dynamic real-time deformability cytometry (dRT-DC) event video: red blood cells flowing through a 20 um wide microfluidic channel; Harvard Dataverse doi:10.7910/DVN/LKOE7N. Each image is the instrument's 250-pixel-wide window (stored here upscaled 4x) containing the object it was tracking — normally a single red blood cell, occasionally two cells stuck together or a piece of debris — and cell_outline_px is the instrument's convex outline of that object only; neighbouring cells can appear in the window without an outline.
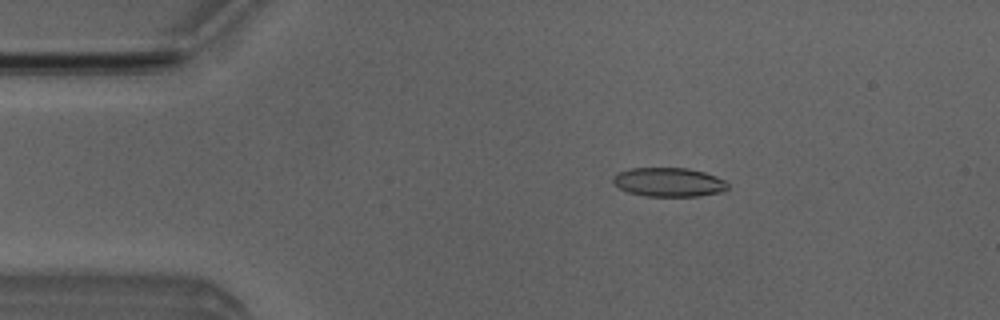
{"species": "Egyptian fruit bat (a non-hibernating species)", "species_latin": "Rousettus aegyptiacus", "temperature_condition": "room temperature", "stored_images_in_passage": 2, "camera_frame_rate_fps": 3000, "um_per_image_px": 0.085, "animal": {"sex": "male"}, "frame": {"image": 1, "passage_image": 1, "time_ms": 0.0, "image_size_px": [1000, 320], "cell_outline_px": [[728, 188], [724, 192], [700, 196], [644, 196], [628, 192], [620, 188], [612, 180], [612, 176], [616, 172], [632, 168], [688, 168], [704, 172], [716, 176], [724, 180], [728, 184]], "centroid_in_image_um": [56.85, 15.48], "position_along_channel_um": 28.1, "area_um2": 19.54}}